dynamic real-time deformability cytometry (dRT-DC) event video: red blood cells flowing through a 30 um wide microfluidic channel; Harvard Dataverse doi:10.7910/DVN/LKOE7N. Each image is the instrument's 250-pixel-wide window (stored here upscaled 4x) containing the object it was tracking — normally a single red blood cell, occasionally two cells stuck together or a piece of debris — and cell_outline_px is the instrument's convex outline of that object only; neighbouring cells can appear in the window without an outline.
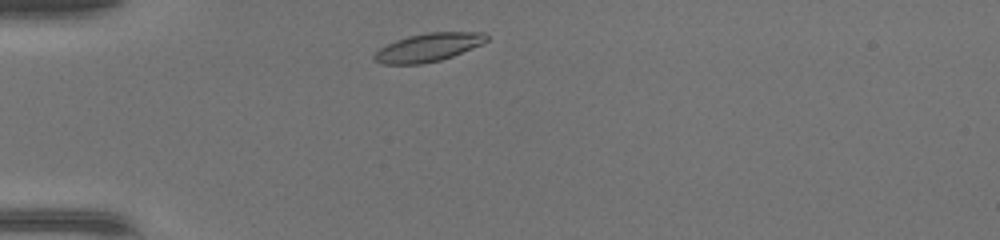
{"species": "common noctule bat (a hibernating species)", "species_latin": "Nyctalus noctula", "temperature_condition": "warm", "stored_images_in_passage": 36, "camera_frame_rate_fps": 3000, "um_per_image_px": 0.085, "animal": {"sex": "female", "body_mass_g": 17.0, "forearm_length_mm": 48.0}, "frame": {"image": 1, "passage_image": 2, "time_ms": 0.333, "image_size_px": [1000, 240], "cell_outline_px": [[488, 40], [480, 44], [452, 56], [440, 60], [420, 64], [380, 64], [372, 56], [380, 48], [396, 40], [408, 36], [428, 32], [484, 32], [488, 36]], "centroid_in_image_um": [36.39, 4.02], "position_along_channel_um": 48.6, "area_um2": 18.26}}
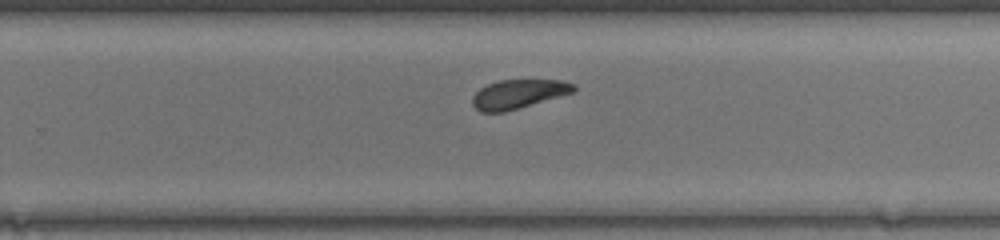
{"frame": {"image": 2, "passage_image": 20, "time_ms": 6.333, "image_size_px": [1000, 240], "cell_outline_px": [[576, 92], [504, 112], [480, 112], [472, 104], [472, 96], [480, 88], [488, 84], [500, 80], [560, 80], [576, 84]], "centroid_in_image_um": [44.09, 7.99], "position_along_channel_um": 285.7, "area_um2": 17.17}}
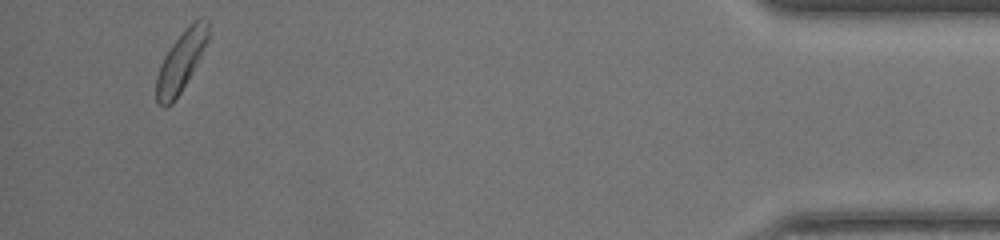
{"frame": {"image": 3, "passage_image": 34, "time_ms": 11.0, "image_size_px": [1000, 240], "cell_outline_px": [[208, 40], [192, 72], [180, 92], [172, 104], [164, 108], [156, 100], [156, 76], [160, 64], [164, 56], [172, 44], [184, 28], [200, 16], [208, 16]], "centroid_in_image_um": [15.38, 5.18], "position_along_channel_um": 419.8, "area_um2": 18.15}, "authors_computed_cell_mechanics": {"area_um2": 17.918, "velocity_mm_per_s": 4.3502, "shape_relaxation_time_tau1_ms": 2.11, "shape_relaxation_time_tau2_ms": 4.4753, "deformation_change_tau1": 0.1043, "deformation_change_tau2": 0.1539}}